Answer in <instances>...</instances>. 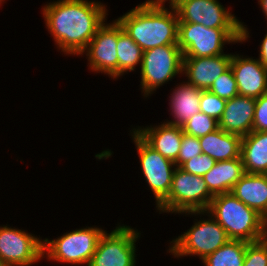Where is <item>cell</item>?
Wrapping results in <instances>:
<instances>
[{"instance_id":"obj_1","label":"cell","mask_w":267,"mask_h":266,"mask_svg":"<svg viewBox=\"0 0 267 266\" xmlns=\"http://www.w3.org/2000/svg\"><path fill=\"white\" fill-rule=\"evenodd\" d=\"M47 29L65 54L84 53L89 42L104 24L107 9L88 0H59L43 8Z\"/></svg>"},{"instance_id":"obj_2","label":"cell","mask_w":267,"mask_h":266,"mask_svg":"<svg viewBox=\"0 0 267 266\" xmlns=\"http://www.w3.org/2000/svg\"><path fill=\"white\" fill-rule=\"evenodd\" d=\"M164 6L162 1L147 0L116 20L143 51L178 45V15L173 6L171 11Z\"/></svg>"},{"instance_id":"obj_3","label":"cell","mask_w":267,"mask_h":266,"mask_svg":"<svg viewBox=\"0 0 267 266\" xmlns=\"http://www.w3.org/2000/svg\"><path fill=\"white\" fill-rule=\"evenodd\" d=\"M187 213L210 214L233 240L256 242L267 237V220L231 193L215 195L207 211Z\"/></svg>"},{"instance_id":"obj_4","label":"cell","mask_w":267,"mask_h":266,"mask_svg":"<svg viewBox=\"0 0 267 266\" xmlns=\"http://www.w3.org/2000/svg\"><path fill=\"white\" fill-rule=\"evenodd\" d=\"M213 197L203 176H196L175 167L170 192L156 207L159 211L168 213L207 211Z\"/></svg>"},{"instance_id":"obj_5","label":"cell","mask_w":267,"mask_h":266,"mask_svg":"<svg viewBox=\"0 0 267 266\" xmlns=\"http://www.w3.org/2000/svg\"><path fill=\"white\" fill-rule=\"evenodd\" d=\"M242 40V29L206 28L202 24L178 23V46L184 57H214L227 42Z\"/></svg>"},{"instance_id":"obj_6","label":"cell","mask_w":267,"mask_h":266,"mask_svg":"<svg viewBox=\"0 0 267 266\" xmlns=\"http://www.w3.org/2000/svg\"><path fill=\"white\" fill-rule=\"evenodd\" d=\"M104 230L98 227L76 229L57 239L43 240V255L47 259L73 265L88 264L95 253Z\"/></svg>"},{"instance_id":"obj_7","label":"cell","mask_w":267,"mask_h":266,"mask_svg":"<svg viewBox=\"0 0 267 266\" xmlns=\"http://www.w3.org/2000/svg\"><path fill=\"white\" fill-rule=\"evenodd\" d=\"M183 58L178 45H164L143 51L140 83L145 97L177 74L183 73Z\"/></svg>"},{"instance_id":"obj_8","label":"cell","mask_w":267,"mask_h":266,"mask_svg":"<svg viewBox=\"0 0 267 266\" xmlns=\"http://www.w3.org/2000/svg\"><path fill=\"white\" fill-rule=\"evenodd\" d=\"M208 216L211 218L197 221L187 232L171 241L169 253L175 257L197 255L203 260L227 243L230 238L226 231L210 214Z\"/></svg>"},{"instance_id":"obj_9","label":"cell","mask_w":267,"mask_h":266,"mask_svg":"<svg viewBox=\"0 0 267 266\" xmlns=\"http://www.w3.org/2000/svg\"><path fill=\"white\" fill-rule=\"evenodd\" d=\"M173 7L178 23H196L216 29H242L241 42L249 37L247 27L217 0H180Z\"/></svg>"},{"instance_id":"obj_10","label":"cell","mask_w":267,"mask_h":266,"mask_svg":"<svg viewBox=\"0 0 267 266\" xmlns=\"http://www.w3.org/2000/svg\"><path fill=\"white\" fill-rule=\"evenodd\" d=\"M140 233L129 226L104 231L88 266H135V243Z\"/></svg>"},{"instance_id":"obj_11","label":"cell","mask_w":267,"mask_h":266,"mask_svg":"<svg viewBox=\"0 0 267 266\" xmlns=\"http://www.w3.org/2000/svg\"><path fill=\"white\" fill-rule=\"evenodd\" d=\"M132 136L139 154L142 172L158 206L170 192L176 164L151 148L134 129Z\"/></svg>"},{"instance_id":"obj_12","label":"cell","mask_w":267,"mask_h":266,"mask_svg":"<svg viewBox=\"0 0 267 266\" xmlns=\"http://www.w3.org/2000/svg\"><path fill=\"white\" fill-rule=\"evenodd\" d=\"M43 256V240L25 230L0 227V261L7 266H30Z\"/></svg>"},{"instance_id":"obj_13","label":"cell","mask_w":267,"mask_h":266,"mask_svg":"<svg viewBox=\"0 0 267 266\" xmlns=\"http://www.w3.org/2000/svg\"><path fill=\"white\" fill-rule=\"evenodd\" d=\"M118 21L104 23L89 42L86 51L92 71L104 72L113 79L118 77Z\"/></svg>"},{"instance_id":"obj_14","label":"cell","mask_w":267,"mask_h":266,"mask_svg":"<svg viewBox=\"0 0 267 266\" xmlns=\"http://www.w3.org/2000/svg\"><path fill=\"white\" fill-rule=\"evenodd\" d=\"M230 68L237 84L239 95L259 98L267 93V69L258 59L232 55Z\"/></svg>"},{"instance_id":"obj_15","label":"cell","mask_w":267,"mask_h":266,"mask_svg":"<svg viewBox=\"0 0 267 266\" xmlns=\"http://www.w3.org/2000/svg\"><path fill=\"white\" fill-rule=\"evenodd\" d=\"M232 54L214 57H184L183 72L188 84L202 90H208L213 81L230 68Z\"/></svg>"},{"instance_id":"obj_16","label":"cell","mask_w":267,"mask_h":266,"mask_svg":"<svg viewBox=\"0 0 267 266\" xmlns=\"http://www.w3.org/2000/svg\"><path fill=\"white\" fill-rule=\"evenodd\" d=\"M256 99L237 95L226 101L218 127L241 137L252 132Z\"/></svg>"},{"instance_id":"obj_17","label":"cell","mask_w":267,"mask_h":266,"mask_svg":"<svg viewBox=\"0 0 267 266\" xmlns=\"http://www.w3.org/2000/svg\"><path fill=\"white\" fill-rule=\"evenodd\" d=\"M151 148L163 157L175 162L181 148L183 131L181 126L163 123L156 127L134 130Z\"/></svg>"},{"instance_id":"obj_18","label":"cell","mask_w":267,"mask_h":266,"mask_svg":"<svg viewBox=\"0 0 267 266\" xmlns=\"http://www.w3.org/2000/svg\"><path fill=\"white\" fill-rule=\"evenodd\" d=\"M230 193L267 220V174L245 173Z\"/></svg>"},{"instance_id":"obj_19","label":"cell","mask_w":267,"mask_h":266,"mask_svg":"<svg viewBox=\"0 0 267 266\" xmlns=\"http://www.w3.org/2000/svg\"><path fill=\"white\" fill-rule=\"evenodd\" d=\"M245 174L242 159L218 161L204 176L209 191L215 196L230 193L233 186Z\"/></svg>"},{"instance_id":"obj_20","label":"cell","mask_w":267,"mask_h":266,"mask_svg":"<svg viewBox=\"0 0 267 266\" xmlns=\"http://www.w3.org/2000/svg\"><path fill=\"white\" fill-rule=\"evenodd\" d=\"M240 157L245 173L267 174V131H252L243 136Z\"/></svg>"},{"instance_id":"obj_21","label":"cell","mask_w":267,"mask_h":266,"mask_svg":"<svg viewBox=\"0 0 267 266\" xmlns=\"http://www.w3.org/2000/svg\"><path fill=\"white\" fill-rule=\"evenodd\" d=\"M242 137L227 133L221 128L199 138L203 154L216 162L240 158Z\"/></svg>"},{"instance_id":"obj_22","label":"cell","mask_w":267,"mask_h":266,"mask_svg":"<svg viewBox=\"0 0 267 266\" xmlns=\"http://www.w3.org/2000/svg\"><path fill=\"white\" fill-rule=\"evenodd\" d=\"M202 89L196 88L187 82L179 85L171 94V106L173 121L166 123L182 126L192 116L200 112V98Z\"/></svg>"},{"instance_id":"obj_23","label":"cell","mask_w":267,"mask_h":266,"mask_svg":"<svg viewBox=\"0 0 267 266\" xmlns=\"http://www.w3.org/2000/svg\"><path fill=\"white\" fill-rule=\"evenodd\" d=\"M117 57H118V77L124 72L134 71L137 64H141L143 50L135 41L127 35L118 22V40H117Z\"/></svg>"},{"instance_id":"obj_24","label":"cell","mask_w":267,"mask_h":266,"mask_svg":"<svg viewBox=\"0 0 267 266\" xmlns=\"http://www.w3.org/2000/svg\"><path fill=\"white\" fill-rule=\"evenodd\" d=\"M249 242L230 239L202 262L205 266H243L246 245Z\"/></svg>"},{"instance_id":"obj_25","label":"cell","mask_w":267,"mask_h":266,"mask_svg":"<svg viewBox=\"0 0 267 266\" xmlns=\"http://www.w3.org/2000/svg\"><path fill=\"white\" fill-rule=\"evenodd\" d=\"M181 128L184 133L200 138L214 132L219 127L217 120L199 112L182 124Z\"/></svg>"},{"instance_id":"obj_26","label":"cell","mask_w":267,"mask_h":266,"mask_svg":"<svg viewBox=\"0 0 267 266\" xmlns=\"http://www.w3.org/2000/svg\"><path fill=\"white\" fill-rule=\"evenodd\" d=\"M208 90L225 100H229L239 95L236 80L231 68L220 75V77H218L216 81H213V84Z\"/></svg>"},{"instance_id":"obj_27","label":"cell","mask_w":267,"mask_h":266,"mask_svg":"<svg viewBox=\"0 0 267 266\" xmlns=\"http://www.w3.org/2000/svg\"><path fill=\"white\" fill-rule=\"evenodd\" d=\"M226 101L209 90H202L200 98V112L219 121L225 109Z\"/></svg>"},{"instance_id":"obj_28","label":"cell","mask_w":267,"mask_h":266,"mask_svg":"<svg viewBox=\"0 0 267 266\" xmlns=\"http://www.w3.org/2000/svg\"><path fill=\"white\" fill-rule=\"evenodd\" d=\"M243 266H267V237L246 245Z\"/></svg>"},{"instance_id":"obj_29","label":"cell","mask_w":267,"mask_h":266,"mask_svg":"<svg viewBox=\"0 0 267 266\" xmlns=\"http://www.w3.org/2000/svg\"><path fill=\"white\" fill-rule=\"evenodd\" d=\"M202 154L199 138L183 132L181 148L178 159L174 162L176 167H181L186 161Z\"/></svg>"},{"instance_id":"obj_30","label":"cell","mask_w":267,"mask_h":266,"mask_svg":"<svg viewBox=\"0 0 267 266\" xmlns=\"http://www.w3.org/2000/svg\"><path fill=\"white\" fill-rule=\"evenodd\" d=\"M215 164L216 161L214 159L202 153L186 161L180 168L196 176H204Z\"/></svg>"},{"instance_id":"obj_31","label":"cell","mask_w":267,"mask_h":266,"mask_svg":"<svg viewBox=\"0 0 267 266\" xmlns=\"http://www.w3.org/2000/svg\"><path fill=\"white\" fill-rule=\"evenodd\" d=\"M252 131H267V93L256 98Z\"/></svg>"},{"instance_id":"obj_32","label":"cell","mask_w":267,"mask_h":266,"mask_svg":"<svg viewBox=\"0 0 267 266\" xmlns=\"http://www.w3.org/2000/svg\"><path fill=\"white\" fill-rule=\"evenodd\" d=\"M259 56L258 60L267 69V34L261 43Z\"/></svg>"},{"instance_id":"obj_33","label":"cell","mask_w":267,"mask_h":266,"mask_svg":"<svg viewBox=\"0 0 267 266\" xmlns=\"http://www.w3.org/2000/svg\"><path fill=\"white\" fill-rule=\"evenodd\" d=\"M260 2V8H262L265 16L267 17V0H259Z\"/></svg>"},{"instance_id":"obj_34","label":"cell","mask_w":267,"mask_h":266,"mask_svg":"<svg viewBox=\"0 0 267 266\" xmlns=\"http://www.w3.org/2000/svg\"><path fill=\"white\" fill-rule=\"evenodd\" d=\"M168 1V0H162L163 4H165V2ZM170 2V6H174L178 1L180 0H169Z\"/></svg>"},{"instance_id":"obj_35","label":"cell","mask_w":267,"mask_h":266,"mask_svg":"<svg viewBox=\"0 0 267 266\" xmlns=\"http://www.w3.org/2000/svg\"><path fill=\"white\" fill-rule=\"evenodd\" d=\"M0 266H7V265L3 263L2 261H0Z\"/></svg>"}]
</instances>
